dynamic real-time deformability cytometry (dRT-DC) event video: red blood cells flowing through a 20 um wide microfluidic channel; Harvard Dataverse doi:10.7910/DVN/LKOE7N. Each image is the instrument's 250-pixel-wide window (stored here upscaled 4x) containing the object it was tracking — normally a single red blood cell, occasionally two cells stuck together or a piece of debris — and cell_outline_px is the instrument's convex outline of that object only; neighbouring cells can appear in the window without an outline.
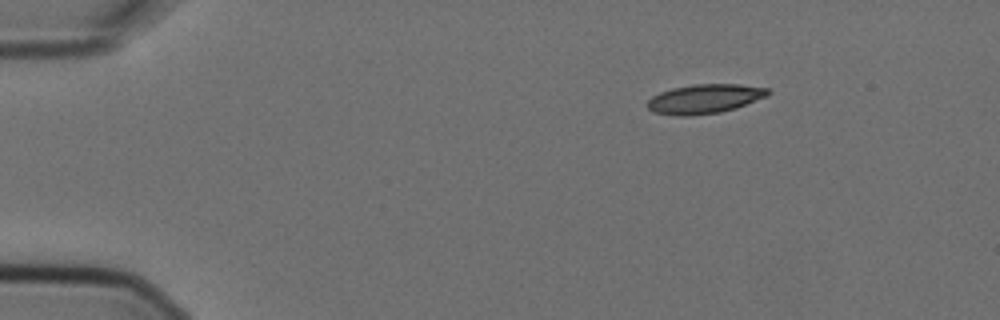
{"species": "Egyptian fruit bat (a non-hibernating species)", "species_latin": "Rousettus aegyptiacus", "temperature_condition": "cold", "stored_images_in_passage": 5, "segment_of_instrument_passage": [2, 2], "camera_frame_rate_fps": 3000, "um_per_image_px": 0.085, "animal": {"sex": "female"}, "frame": {"image": 1, "passage_image": 5, "time_ms": 1.333, "image_size_px": [1000, 320], "cell_outline_px": [[772, 92], [768, 96], [736, 108], [720, 112], [692, 116], [676, 116], [652, 112], [644, 104], [652, 96], [660, 92], [672, 88], [696, 84], [740, 84], [768, 88]], "centroid_in_image_um": [59.88, 8.41], "position_along_channel_um": 25.1, "area_um2": 20.87}}